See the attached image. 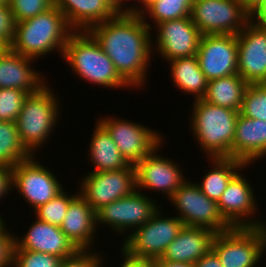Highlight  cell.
I'll list each match as a JSON object with an SVG mask.
<instances>
[{"instance_id":"1","label":"cell","mask_w":266,"mask_h":267,"mask_svg":"<svg viewBox=\"0 0 266 267\" xmlns=\"http://www.w3.org/2000/svg\"><path fill=\"white\" fill-rule=\"evenodd\" d=\"M151 25L142 15L119 12L88 31L114 63L116 71L133 88L145 85L152 51ZM152 53V54H151Z\"/></svg>"},{"instance_id":"2","label":"cell","mask_w":266,"mask_h":267,"mask_svg":"<svg viewBox=\"0 0 266 267\" xmlns=\"http://www.w3.org/2000/svg\"><path fill=\"white\" fill-rule=\"evenodd\" d=\"M74 31L64 14L54 5L44 13L17 22L9 48L35 62L54 50L62 56L65 44Z\"/></svg>"},{"instance_id":"3","label":"cell","mask_w":266,"mask_h":267,"mask_svg":"<svg viewBox=\"0 0 266 267\" xmlns=\"http://www.w3.org/2000/svg\"><path fill=\"white\" fill-rule=\"evenodd\" d=\"M62 58L84 81L112 89L131 87L116 71L114 63L89 31H74Z\"/></svg>"},{"instance_id":"4","label":"cell","mask_w":266,"mask_h":267,"mask_svg":"<svg viewBox=\"0 0 266 267\" xmlns=\"http://www.w3.org/2000/svg\"><path fill=\"white\" fill-rule=\"evenodd\" d=\"M193 102L190 125L200 149L209 158H232V144L240 112L212 105L203 99Z\"/></svg>"},{"instance_id":"5","label":"cell","mask_w":266,"mask_h":267,"mask_svg":"<svg viewBox=\"0 0 266 267\" xmlns=\"http://www.w3.org/2000/svg\"><path fill=\"white\" fill-rule=\"evenodd\" d=\"M54 93L47 83L39 92L28 94L18 114L16 127L21 144L33 156L48 141L60 118V106Z\"/></svg>"},{"instance_id":"6","label":"cell","mask_w":266,"mask_h":267,"mask_svg":"<svg viewBox=\"0 0 266 267\" xmlns=\"http://www.w3.org/2000/svg\"><path fill=\"white\" fill-rule=\"evenodd\" d=\"M266 226L233 227L216 233L212 250L223 267H256L266 252Z\"/></svg>"},{"instance_id":"7","label":"cell","mask_w":266,"mask_h":267,"mask_svg":"<svg viewBox=\"0 0 266 267\" xmlns=\"http://www.w3.org/2000/svg\"><path fill=\"white\" fill-rule=\"evenodd\" d=\"M158 212L144 225L130 230L121 249L129 255L155 260L161 258L168 245L176 238L184 223L176 216L164 217Z\"/></svg>"},{"instance_id":"8","label":"cell","mask_w":266,"mask_h":267,"mask_svg":"<svg viewBox=\"0 0 266 267\" xmlns=\"http://www.w3.org/2000/svg\"><path fill=\"white\" fill-rule=\"evenodd\" d=\"M169 200L187 227L208 228L215 233L233 228L220 213L217 202L204 195L196 182L186 180Z\"/></svg>"},{"instance_id":"9","label":"cell","mask_w":266,"mask_h":267,"mask_svg":"<svg viewBox=\"0 0 266 267\" xmlns=\"http://www.w3.org/2000/svg\"><path fill=\"white\" fill-rule=\"evenodd\" d=\"M190 18L202 35H237L249 22L241 0H193Z\"/></svg>"},{"instance_id":"10","label":"cell","mask_w":266,"mask_h":267,"mask_svg":"<svg viewBox=\"0 0 266 267\" xmlns=\"http://www.w3.org/2000/svg\"><path fill=\"white\" fill-rule=\"evenodd\" d=\"M79 194L96 212L104 205L132 195L137 190L135 165L120 170L89 172L81 181Z\"/></svg>"},{"instance_id":"11","label":"cell","mask_w":266,"mask_h":267,"mask_svg":"<svg viewBox=\"0 0 266 267\" xmlns=\"http://www.w3.org/2000/svg\"><path fill=\"white\" fill-rule=\"evenodd\" d=\"M49 170L33 155L11 167V188H17L25 201L32 205L33 211L63 191L57 176Z\"/></svg>"},{"instance_id":"12","label":"cell","mask_w":266,"mask_h":267,"mask_svg":"<svg viewBox=\"0 0 266 267\" xmlns=\"http://www.w3.org/2000/svg\"><path fill=\"white\" fill-rule=\"evenodd\" d=\"M98 121L107 129L122 156L131 165H136L151 154L164 140L160 132L140 123L111 116L100 117Z\"/></svg>"},{"instance_id":"13","label":"cell","mask_w":266,"mask_h":267,"mask_svg":"<svg viewBox=\"0 0 266 267\" xmlns=\"http://www.w3.org/2000/svg\"><path fill=\"white\" fill-rule=\"evenodd\" d=\"M160 206L143 192L120 198L96 211V223L110 226L117 233L138 228L149 221Z\"/></svg>"},{"instance_id":"14","label":"cell","mask_w":266,"mask_h":267,"mask_svg":"<svg viewBox=\"0 0 266 267\" xmlns=\"http://www.w3.org/2000/svg\"><path fill=\"white\" fill-rule=\"evenodd\" d=\"M196 57L208 81L238 74L236 35H201Z\"/></svg>"},{"instance_id":"15","label":"cell","mask_w":266,"mask_h":267,"mask_svg":"<svg viewBox=\"0 0 266 267\" xmlns=\"http://www.w3.org/2000/svg\"><path fill=\"white\" fill-rule=\"evenodd\" d=\"M157 28L155 43L152 41V51H159L165 60L192 57L198 51L201 33L191 21L190 16L164 21L154 26Z\"/></svg>"},{"instance_id":"16","label":"cell","mask_w":266,"mask_h":267,"mask_svg":"<svg viewBox=\"0 0 266 267\" xmlns=\"http://www.w3.org/2000/svg\"><path fill=\"white\" fill-rule=\"evenodd\" d=\"M236 37L238 74L248 84L266 83V29L249 21Z\"/></svg>"},{"instance_id":"17","label":"cell","mask_w":266,"mask_h":267,"mask_svg":"<svg viewBox=\"0 0 266 267\" xmlns=\"http://www.w3.org/2000/svg\"><path fill=\"white\" fill-rule=\"evenodd\" d=\"M253 191L251 183L249 184L244 175L238 172L222 193L217 204L220 213L232 227L266 226L262 220L252 218L258 209Z\"/></svg>"},{"instance_id":"18","label":"cell","mask_w":266,"mask_h":267,"mask_svg":"<svg viewBox=\"0 0 266 267\" xmlns=\"http://www.w3.org/2000/svg\"><path fill=\"white\" fill-rule=\"evenodd\" d=\"M159 146L135 165L137 191L142 188L162 192L168 200L187 180L180 167L169 158L159 155Z\"/></svg>"},{"instance_id":"19","label":"cell","mask_w":266,"mask_h":267,"mask_svg":"<svg viewBox=\"0 0 266 267\" xmlns=\"http://www.w3.org/2000/svg\"><path fill=\"white\" fill-rule=\"evenodd\" d=\"M24 236L15 237L14 250L43 252L61 259L72 256L78 249L61 231L59 226L35 218Z\"/></svg>"},{"instance_id":"20","label":"cell","mask_w":266,"mask_h":267,"mask_svg":"<svg viewBox=\"0 0 266 267\" xmlns=\"http://www.w3.org/2000/svg\"><path fill=\"white\" fill-rule=\"evenodd\" d=\"M33 62L8 48L0 55V88L20 89L28 94L39 92L47 84L40 71L31 68Z\"/></svg>"},{"instance_id":"21","label":"cell","mask_w":266,"mask_h":267,"mask_svg":"<svg viewBox=\"0 0 266 267\" xmlns=\"http://www.w3.org/2000/svg\"><path fill=\"white\" fill-rule=\"evenodd\" d=\"M97 227L96 212L78 192L69 204L61 231L78 250H89Z\"/></svg>"},{"instance_id":"22","label":"cell","mask_w":266,"mask_h":267,"mask_svg":"<svg viewBox=\"0 0 266 267\" xmlns=\"http://www.w3.org/2000/svg\"><path fill=\"white\" fill-rule=\"evenodd\" d=\"M75 31H88L93 25L115 17L120 11L113 0H54Z\"/></svg>"},{"instance_id":"23","label":"cell","mask_w":266,"mask_h":267,"mask_svg":"<svg viewBox=\"0 0 266 267\" xmlns=\"http://www.w3.org/2000/svg\"><path fill=\"white\" fill-rule=\"evenodd\" d=\"M266 157V121L239 113L232 144V159L245 165Z\"/></svg>"},{"instance_id":"24","label":"cell","mask_w":266,"mask_h":267,"mask_svg":"<svg viewBox=\"0 0 266 267\" xmlns=\"http://www.w3.org/2000/svg\"><path fill=\"white\" fill-rule=\"evenodd\" d=\"M215 235L208 228L184 226L168 245L161 259L194 264L212 249Z\"/></svg>"},{"instance_id":"25","label":"cell","mask_w":266,"mask_h":267,"mask_svg":"<svg viewBox=\"0 0 266 267\" xmlns=\"http://www.w3.org/2000/svg\"><path fill=\"white\" fill-rule=\"evenodd\" d=\"M96 122L91 141H89L90 161L95 167L89 172L127 168L130 164L122 156L107 129L98 120Z\"/></svg>"},{"instance_id":"26","label":"cell","mask_w":266,"mask_h":267,"mask_svg":"<svg viewBox=\"0 0 266 267\" xmlns=\"http://www.w3.org/2000/svg\"><path fill=\"white\" fill-rule=\"evenodd\" d=\"M248 83L239 75L208 81L207 92L203 97L207 103L240 112Z\"/></svg>"},{"instance_id":"27","label":"cell","mask_w":266,"mask_h":267,"mask_svg":"<svg viewBox=\"0 0 266 267\" xmlns=\"http://www.w3.org/2000/svg\"><path fill=\"white\" fill-rule=\"evenodd\" d=\"M173 83L181 92L194 95V99H203L207 92L208 80L201 71L195 56L176 58L168 61Z\"/></svg>"},{"instance_id":"28","label":"cell","mask_w":266,"mask_h":267,"mask_svg":"<svg viewBox=\"0 0 266 267\" xmlns=\"http://www.w3.org/2000/svg\"><path fill=\"white\" fill-rule=\"evenodd\" d=\"M208 160L212 161L213 168L206 173L200 184L197 183L204 195L218 202L230 180L247 165L231 157H215Z\"/></svg>"},{"instance_id":"29","label":"cell","mask_w":266,"mask_h":267,"mask_svg":"<svg viewBox=\"0 0 266 267\" xmlns=\"http://www.w3.org/2000/svg\"><path fill=\"white\" fill-rule=\"evenodd\" d=\"M31 156L21 144L16 122L0 121V165L11 168Z\"/></svg>"},{"instance_id":"30","label":"cell","mask_w":266,"mask_h":267,"mask_svg":"<svg viewBox=\"0 0 266 267\" xmlns=\"http://www.w3.org/2000/svg\"><path fill=\"white\" fill-rule=\"evenodd\" d=\"M193 0H160L152 4L142 15L150 17L154 25L164 21L176 20L190 16ZM148 13V14H147Z\"/></svg>"},{"instance_id":"31","label":"cell","mask_w":266,"mask_h":267,"mask_svg":"<svg viewBox=\"0 0 266 267\" xmlns=\"http://www.w3.org/2000/svg\"><path fill=\"white\" fill-rule=\"evenodd\" d=\"M240 113L250 119L266 121V83L248 84Z\"/></svg>"},{"instance_id":"32","label":"cell","mask_w":266,"mask_h":267,"mask_svg":"<svg viewBox=\"0 0 266 267\" xmlns=\"http://www.w3.org/2000/svg\"><path fill=\"white\" fill-rule=\"evenodd\" d=\"M64 191L65 190L60 192L56 197L52 198L46 204L41 205L34 210V215L38 220L59 227L61 226L71 200L77 195L75 193L73 195H69Z\"/></svg>"},{"instance_id":"33","label":"cell","mask_w":266,"mask_h":267,"mask_svg":"<svg viewBox=\"0 0 266 267\" xmlns=\"http://www.w3.org/2000/svg\"><path fill=\"white\" fill-rule=\"evenodd\" d=\"M27 96L20 89L0 88V121L16 122Z\"/></svg>"},{"instance_id":"34","label":"cell","mask_w":266,"mask_h":267,"mask_svg":"<svg viewBox=\"0 0 266 267\" xmlns=\"http://www.w3.org/2000/svg\"><path fill=\"white\" fill-rule=\"evenodd\" d=\"M61 260L43 252L14 250L12 267H59Z\"/></svg>"},{"instance_id":"35","label":"cell","mask_w":266,"mask_h":267,"mask_svg":"<svg viewBox=\"0 0 266 267\" xmlns=\"http://www.w3.org/2000/svg\"><path fill=\"white\" fill-rule=\"evenodd\" d=\"M9 6L17 23L44 13L54 6V0H11Z\"/></svg>"},{"instance_id":"36","label":"cell","mask_w":266,"mask_h":267,"mask_svg":"<svg viewBox=\"0 0 266 267\" xmlns=\"http://www.w3.org/2000/svg\"><path fill=\"white\" fill-rule=\"evenodd\" d=\"M103 258L90 250H77L72 256L61 260L59 267H102Z\"/></svg>"},{"instance_id":"37","label":"cell","mask_w":266,"mask_h":267,"mask_svg":"<svg viewBox=\"0 0 266 267\" xmlns=\"http://www.w3.org/2000/svg\"><path fill=\"white\" fill-rule=\"evenodd\" d=\"M7 230L6 226L0 231V267H12L15 236Z\"/></svg>"},{"instance_id":"38","label":"cell","mask_w":266,"mask_h":267,"mask_svg":"<svg viewBox=\"0 0 266 267\" xmlns=\"http://www.w3.org/2000/svg\"><path fill=\"white\" fill-rule=\"evenodd\" d=\"M15 20L9 5H0V38L11 44L15 32Z\"/></svg>"},{"instance_id":"39","label":"cell","mask_w":266,"mask_h":267,"mask_svg":"<svg viewBox=\"0 0 266 267\" xmlns=\"http://www.w3.org/2000/svg\"><path fill=\"white\" fill-rule=\"evenodd\" d=\"M121 252L124 261L120 267H153V260L131 256L123 249Z\"/></svg>"},{"instance_id":"40","label":"cell","mask_w":266,"mask_h":267,"mask_svg":"<svg viewBox=\"0 0 266 267\" xmlns=\"http://www.w3.org/2000/svg\"><path fill=\"white\" fill-rule=\"evenodd\" d=\"M11 189V168L0 165V199L5 197Z\"/></svg>"},{"instance_id":"41","label":"cell","mask_w":266,"mask_h":267,"mask_svg":"<svg viewBox=\"0 0 266 267\" xmlns=\"http://www.w3.org/2000/svg\"><path fill=\"white\" fill-rule=\"evenodd\" d=\"M249 21L266 29V0L249 15Z\"/></svg>"},{"instance_id":"42","label":"cell","mask_w":266,"mask_h":267,"mask_svg":"<svg viewBox=\"0 0 266 267\" xmlns=\"http://www.w3.org/2000/svg\"><path fill=\"white\" fill-rule=\"evenodd\" d=\"M193 265L194 267H223L212 249Z\"/></svg>"},{"instance_id":"43","label":"cell","mask_w":266,"mask_h":267,"mask_svg":"<svg viewBox=\"0 0 266 267\" xmlns=\"http://www.w3.org/2000/svg\"><path fill=\"white\" fill-rule=\"evenodd\" d=\"M157 1H160V0H141L140 2H139V4L140 5H142V7L141 6H138V5H136V6H133V4H132V6L130 5L129 7L127 6L126 7V5H125V12H131V13H134V14H138V15H143L144 14V12L152 5V4H154L155 2H157ZM138 7V8H137ZM145 9V10H144Z\"/></svg>"},{"instance_id":"44","label":"cell","mask_w":266,"mask_h":267,"mask_svg":"<svg viewBox=\"0 0 266 267\" xmlns=\"http://www.w3.org/2000/svg\"><path fill=\"white\" fill-rule=\"evenodd\" d=\"M153 267H194V265L189 263L166 261L161 258H157L153 260Z\"/></svg>"},{"instance_id":"45","label":"cell","mask_w":266,"mask_h":267,"mask_svg":"<svg viewBox=\"0 0 266 267\" xmlns=\"http://www.w3.org/2000/svg\"><path fill=\"white\" fill-rule=\"evenodd\" d=\"M263 0H241L245 11L250 15Z\"/></svg>"},{"instance_id":"46","label":"cell","mask_w":266,"mask_h":267,"mask_svg":"<svg viewBox=\"0 0 266 267\" xmlns=\"http://www.w3.org/2000/svg\"><path fill=\"white\" fill-rule=\"evenodd\" d=\"M126 0H113V3L115 5V7L120 11V12H125V8H124V4ZM128 1V0H127ZM135 0H133L134 2ZM141 0H138V3L140 2ZM124 8V9H123Z\"/></svg>"},{"instance_id":"47","label":"cell","mask_w":266,"mask_h":267,"mask_svg":"<svg viewBox=\"0 0 266 267\" xmlns=\"http://www.w3.org/2000/svg\"><path fill=\"white\" fill-rule=\"evenodd\" d=\"M9 48V45L0 38V55L3 54L7 49Z\"/></svg>"},{"instance_id":"48","label":"cell","mask_w":266,"mask_h":267,"mask_svg":"<svg viewBox=\"0 0 266 267\" xmlns=\"http://www.w3.org/2000/svg\"><path fill=\"white\" fill-rule=\"evenodd\" d=\"M5 226H7V224H5L4 219H3V217H2L1 214H0V231H1Z\"/></svg>"},{"instance_id":"49","label":"cell","mask_w":266,"mask_h":267,"mask_svg":"<svg viewBox=\"0 0 266 267\" xmlns=\"http://www.w3.org/2000/svg\"><path fill=\"white\" fill-rule=\"evenodd\" d=\"M11 0H0V5H9Z\"/></svg>"}]
</instances>
